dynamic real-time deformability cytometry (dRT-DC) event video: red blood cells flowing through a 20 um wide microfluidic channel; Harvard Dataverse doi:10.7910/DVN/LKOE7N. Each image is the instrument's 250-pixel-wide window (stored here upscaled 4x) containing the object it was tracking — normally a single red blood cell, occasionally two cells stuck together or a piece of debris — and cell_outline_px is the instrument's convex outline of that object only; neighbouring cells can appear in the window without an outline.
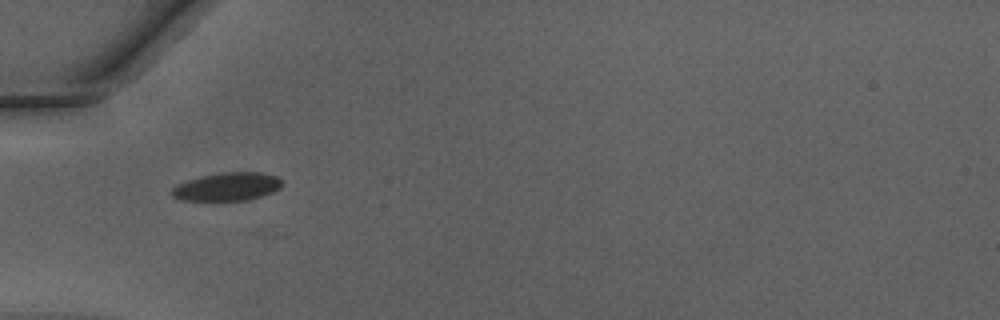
{"species": "Egyptian fruit bat (a non-hibernating species)", "species_latin": "Rousettus aegyptiacus", "temperature_condition": "warm", "stored_images_in_passage": 33, "camera_frame_rate_fps": 3000, "um_per_image_px": 0.085, "animal": {"sex": "male"}, "frame": {"image": 1, "passage_image": 1, "time_ms": 0.0, "image_size_px": [1000, 320], "cell_outline_px": [[280, 188], [272, 192], [248, 200], [180, 200], [172, 196], [168, 192], [176, 184], [200, 176], [224, 172], [260, 172], [276, 176], [280, 180]], "centroid_in_image_um": [19.25, 15.86], "position_along_channel_um": 65.8, "area_um2": 18.03}}
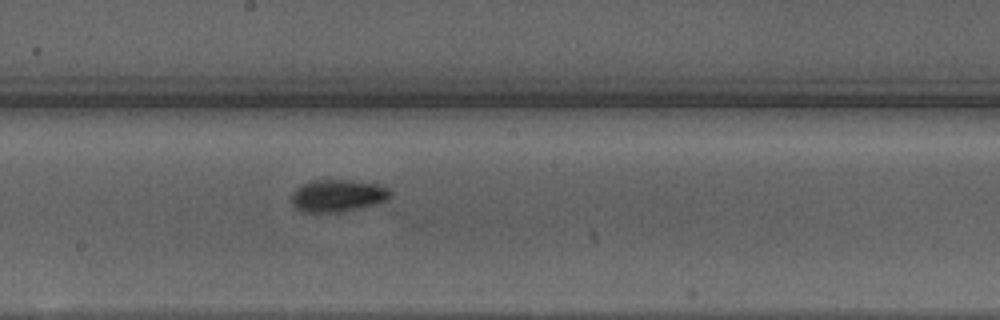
{"frame": {"image": 2, "passage_image": 12, "time_ms": 3.667, "image_size_px": [1000, 320], "cell_outline_px": [[392, 192], [388, 200], [340, 212], [304, 212], [296, 208], [292, 204], [292, 192], [300, 184], [312, 180], [352, 180], [380, 184], [388, 188]], "centroid_in_image_um": [28.69, 16.61], "position_along_channel_um": 219.5, "area_um2": 18.61}}
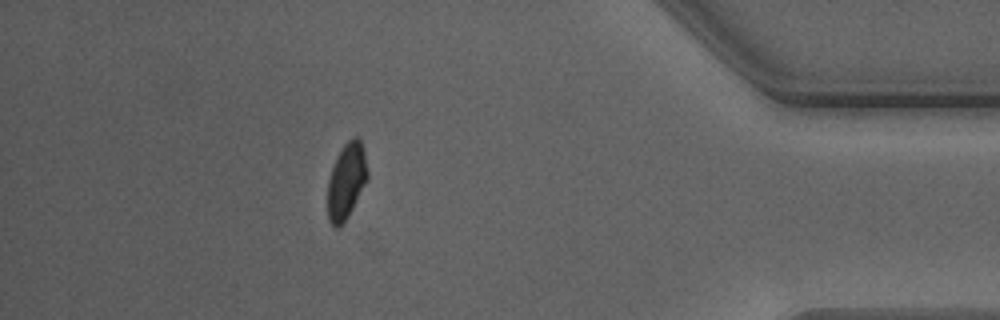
{"frame": {"image": 3, "passage_image": 28, "time_ms": 9.0, "image_size_px": [1000, 320], "cell_outline_px": [[368, 176], [348, 216], [336, 228], [332, 228], [328, 220], [328, 180], [332, 168], [344, 144], [352, 136], [360, 136], [364, 152], [368, 172]], "centroid_in_image_um": [29.44, 15.36], "position_along_channel_um": 405.8, "area_um2": 17.28}, "authors_computed_cell_mechanics": {"area_um2": 17.9758, "velocity_mm_per_s": 4.2626, "shape_relaxation_time_tau1_ms": 3.9007, "shape_relaxation_time_tau2_ms": 1.2298, "deformation_change_tau1": 0.1192, "deformation_change_tau2": 0.0499}}